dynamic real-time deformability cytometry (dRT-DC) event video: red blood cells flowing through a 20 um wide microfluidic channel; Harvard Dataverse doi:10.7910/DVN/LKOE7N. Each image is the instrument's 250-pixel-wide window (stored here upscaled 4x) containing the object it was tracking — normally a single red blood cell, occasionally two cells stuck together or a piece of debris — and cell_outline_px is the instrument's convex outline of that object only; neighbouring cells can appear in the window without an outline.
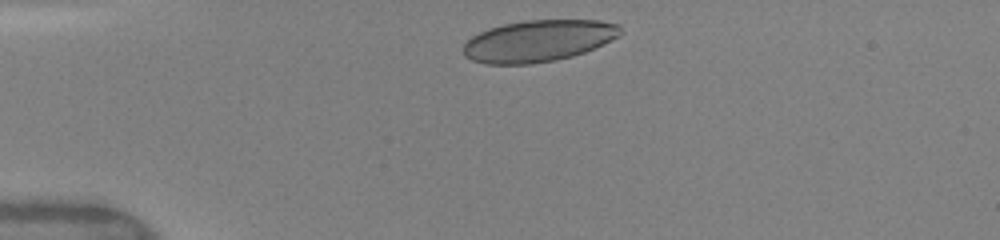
{"species": "human", "species_latin": "Homo sapiens", "temperature_condition": "warm", "stored_images_in_passage": 25, "camera_frame_rate_fps": 3000, "um_per_image_px": 0.085, "donor": {"sex": "female"}, "frame": {"image": 1, "passage_image": 1, "time_ms": 0.0, "image_size_px": [1000, 240], "cell_outline_px": [[624, 32], [620, 36], [604, 44], [584, 52], [572, 56], [556, 60], [532, 64], [484, 64], [472, 60], [464, 56], [464, 44], [472, 36], [488, 28], [504, 24], [524, 20], [600, 20], [620, 24]], "centroid_in_image_um": [45.8, 3.47], "position_along_channel_um": 39.2, "area_um2": 38.44}}
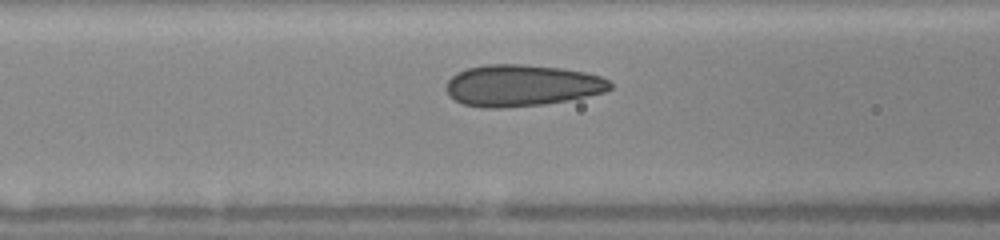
{"frame": {"image": 2, "passage_image": 8, "time_ms": 3.0, "image_size_px": [1000, 240], "cell_outline_px": [[612, 88], [604, 92], [568, 100], [544, 104], [500, 108], [484, 108], [464, 104], [448, 96], [444, 88], [448, 80], [456, 72], [468, 68], [484, 64], [520, 64], [560, 68], [584, 72], [600, 76], [608, 80], [612, 84]], "centroid_in_image_um": [44.31, 7.26], "position_along_channel_um": 122.3, "area_um2": 39.77}}
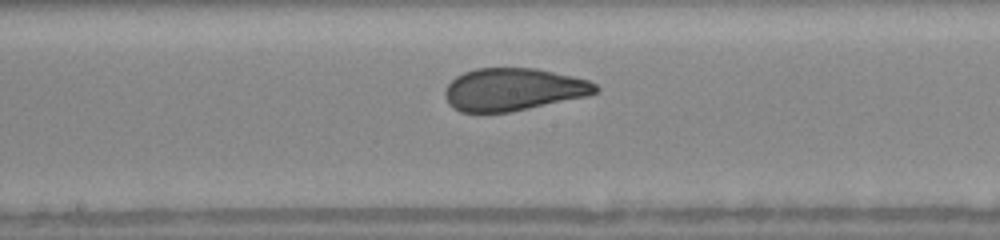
{"frame": {"image": 3, "passage_image": 18, "time_ms": 5.0, "image_size_px": [1000, 240], "cell_outline_px": [[600, 92], [588, 96], [512, 112], [460, 112], [452, 108], [448, 104], [444, 96], [444, 88], [456, 76], [464, 72], [476, 68], [536, 68], [572, 76], [588, 80], [596, 84], [600, 88]], "centroid_in_image_um": [43.63, 7.61], "position_along_channel_um": 204.6, "area_um2": 37.74}}